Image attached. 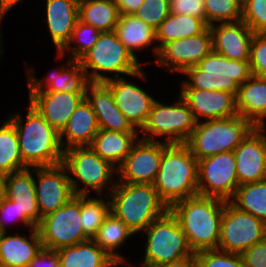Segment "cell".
<instances>
[{
  "label": "cell",
  "instance_id": "6da1fadb",
  "mask_svg": "<svg viewBox=\"0 0 266 267\" xmlns=\"http://www.w3.org/2000/svg\"><path fill=\"white\" fill-rule=\"evenodd\" d=\"M24 115L20 110L6 116L15 126L20 153L28 168L48 167L63 162L64 150L59 133L28 102ZM25 116V117H24Z\"/></svg>",
  "mask_w": 266,
  "mask_h": 267
},
{
  "label": "cell",
  "instance_id": "7a4b0ae2",
  "mask_svg": "<svg viewBox=\"0 0 266 267\" xmlns=\"http://www.w3.org/2000/svg\"><path fill=\"white\" fill-rule=\"evenodd\" d=\"M225 202L216 197L196 195L180 200L169 208L193 252L218 249Z\"/></svg>",
  "mask_w": 266,
  "mask_h": 267
},
{
  "label": "cell",
  "instance_id": "3957f363",
  "mask_svg": "<svg viewBox=\"0 0 266 267\" xmlns=\"http://www.w3.org/2000/svg\"><path fill=\"white\" fill-rule=\"evenodd\" d=\"M198 160L185 143L168 144L164 150L154 188L170 208L198 195Z\"/></svg>",
  "mask_w": 266,
  "mask_h": 267
},
{
  "label": "cell",
  "instance_id": "277c9868",
  "mask_svg": "<svg viewBox=\"0 0 266 267\" xmlns=\"http://www.w3.org/2000/svg\"><path fill=\"white\" fill-rule=\"evenodd\" d=\"M108 196L111 212L136 236L169 210L153 184L116 182Z\"/></svg>",
  "mask_w": 266,
  "mask_h": 267
},
{
  "label": "cell",
  "instance_id": "5b68a950",
  "mask_svg": "<svg viewBox=\"0 0 266 267\" xmlns=\"http://www.w3.org/2000/svg\"><path fill=\"white\" fill-rule=\"evenodd\" d=\"M62 164L67 169L75 195H109L117 182V168L90 146L64 150Z\"/></svg>",
  "mask_w": 266,
  "mask_h": 267
},
{
  "label": "cell",
  "instance_id": "8992f818",
  "mask_svg": "<svg viewBox=\"0 0 266 267\" xmlns=\"http://www.w3.org/2000/svg\"><path fill=\"white\" fill-rule=\"evenodd\" d=\"M179 88L226 91L235 96L239 86L252 76L249 61L230 60L211 52L181 75Z\"/></svg>",
  "mask_w": 266,
  "mask_h": 267
},
{
  "label": "cell",
  "instance_id": "52a82bcc",
  "mask_svg": "<svg viewBox=\"0 0 266 267\" xmlns=\"http://www.w3.org/2000/svg\"><path fill=\"white\" fill-rule=\"evenodd\" d=\"M90 82H106L135 73L145 66L119 40L115 31L103 32L79 60Z\"/></svg>",
  "mask_w": 266,
  "mask_h": 267
},
{
  "label": "cell",
  "instance_id": "ba28073f",
  "mask_svg": "<svg viewBox=\"0 0 266 267\" xmlns=\"http://www.w3.org/2000/svg\"><path fill=\"white\" fill-rule=\"evenodd\" d=\"M141 234L143 243L145 240L140 261L142 267L160 266L194 253L177 218L170 210L154 220Z\"/></svg>",
  "mask_w": 266,
  "mask_h": 267
},
{
  "label": "cell",
  "instance_id": "9c48e42d",
  "mask_svg": "<svg viewBox=\"0 0 266 267\" xmlns=\"http://www.w3.org/2000/svg\"><path fill=\"white\" fill-rule=\"evenodd\" d=\"M254 127L249 120L239 115L204 120L197 122L185 144L192 155L200 160L225 151H234Z\"/></svg>",
  "mask_w": 266,
  "mask_h": 267
},
{
  "label": "cell",
  "instance_id": "30bf717a",
  "mask_svg": "<svg viewBox=\"0 0 266 267\" xmlns=\"http://www.w3.org/2000/svg\"><path fill=\"white\" fill-rule=\"evenodd\" d=\"M173 102H154L146 124L140 131V138L162 141L169 144L186 143L196 128L197 121L188 104L178 94Z\"/></svg>",
  "mask_w": 266,
  "mask_h": 267
},
{
  "label": "cell",
  "instance_id": "8fae6325",
  "mask_svg": "<svg viewBox=\"0 0 266 267\" xmlns=\"http://www.w3.org/2000/svg\"><path fill=\"white\" fill-rule=\"evenodd\" d=\"M37 229L43 248L48 250L88 240L81 221V195L73 196L61 208L43 217Z\"/></svg>",
  "mask_w": 266,
  "mask_h": 267
},
{
  "label": "cell",
  "instance_id": "7c38bea8",
  "mask_svg": "<svg viewBox=\"0 0 266 267\" xmlns=\"http://www.w3.org/2000/svg\"><path fill=\"white\" fill-rule=\"evenodd\" d=\"M147 74L146 68L142 67L130 75L113 78L104 82L110 88L118 109L139 132L146 124L149 112L157 100L154 93L151 95L145 88L138 85L140 80L147 84L149 79ZM130 79L135 81L132 82Z\"/></svg>",
  "mask_w": 266,
  "mask_h": 267
},
{
  "label": "cell",
  "instance_id": "4fadbf2b",
  "mask_svg": "<svg viewBox=\"0 0 266 267\" xmlns=\"http://www.w3.org/2000/svg\"><path fill=\"white\" fill-rule=\"evenodd\" d=\"M266 239V223L226 201L221 219L218 249L241 254Z\"/></svg>",
  "mask_w": 266,
  "mask_h": 267
},
{
  "label": "cell",
  "instance_id": "5bb4252c",
  "mask_svg": "<svg viewBox=\"0 0 266 267\" xmlns=\"http://www.w3.org/2000/svg\"><path fill=\"white\" fill-rule=\"evenodd\" d=\"M198 195L230 201L239 186L233 151L198 160Z\"/></svg>",
  "mask_w": 266,
  "mask_h": 267
},
{
  "label": "cell",
  "instance_id": "9a60e30c",
  "mask_svg": "<svg viewBox=\"0 0 266 267\" xmlns=\"http://www.w3.org/2000/svg\"><path fill=\"white\" fill-rule=\"evenodd\" d=\"M55 59L63 61L56 69L52 68L46 76L38 77L34 65L23 63L24 75H26V85L28 91H52V92H79L86 93L88 85L91 83L86 71L77 60H72L60 52L55 51ZM33 66V67H32Z\"/></svg>",
  "mask_w": 266,
  "mask_h": 267
},
{
  "label": "cell",
  "instance_id": "2e32d148",
  "mask_svg": "<svg viewBox=\"0 0 266 267\" xmlns=\"http://www.w3.org/2000/svg\"><path fill=\"white\" fill-rule=\"evenodd\" d=\"M213 51L209 26L200 34L165 43L154 59L155 68L160 67L173 76L182 74L187 68L196 66Z\"/></svg>",
  "mask_w": 266,
  "mask_h": 267
},
{
  "label": "cell",
  "instance_id": "e0dca14e",
  "mask_svg": "<svg viewBox=\"0 0 266 267\" xmlns=\"http://www.w3.org/2000/svg\"><path fill=\"white\" fill-rule=\"evenodd\" d=\"M167 142L139 138L117 167V182L154 184Z\"/></svg>",
  "mask_w": 266,
  "mask_h": 267
},
{
  "label": "cell",
  "instance_id": "ac0fdd59",
  "mask_svg": "<svg viewBox=\"0 0 266 267\" xmlns=\"http://www.w3.org/2000/svg\"><path fill=\"white\" fill-rule=\"evenodd\" d=\"M34 185L41 218L55 212L75 196L67 169L62 163L34 167Z\"/></svg>",
  "mask_w": 266,
  "mask_h": 267
},
{
  "label": "cell",
  "instance_id": "d6986e66",
  "mask_svg": "<svg viewBox=\"0 0 266 267\" xmlns=\"http://www.w3.org/2000/svg\"><path fill=\"white\" fill-rule=\"evenodd\" d=\"M233 152L239 186L266 179V127H254Z\"/></svg>",
  "mask_w": 266,
  "mask_h": 267
},
{
  "label": "cell",
  "instance_id": "ffe728a7",
  "mask_svg": "<svg viewBox=\"0 0 266 267\" xmlns=\"http://www.w3.org/2000/svg\"><path fill=\"white\" fill-rule=\"evenodd\" d=\"M179 90V95L188 104L197 122L238 115L234 94L197 88H180Z\"/></svg>",
  "mask_w": 266,
  "mask_h": 267
},
{
  "label": "cell",
  "instance_id": "44dd1931",
  "mask_svg": "<svg viewBox=\"0 0 266 267\" xmlns=\"http://www.w3.org/2000/svg\"><path fill=\"white\" fill-rule=\"evenodd\" d=\"M28 102L60 133L86 93L27 91Z\"/></svg>",
  "mask_w": 266,
  "mask_h": 267
},
{
  "label": "cell",
  "instance_id": "7402d4cb",
  "mask_svg": "<svg viewBox=\"0 0 266 267\" xmlns=\"http://www.w3.org/2000/svg\"><path fill=\"white\" fill-rule=\"evenodd\" d=\"M213 52L230 60L249 61L254 32L242 20L209 26Z\"/></svg>",
  "mask_w": 266,
  "mask_h": 267
},
{
  "label": "cell",
  "instance_id": "603a6c76",
  "mask_svg": "<svg viewBox=\"0 0 266 267\" xmlns=\"http://www.w3.org/2000/svg\"><path fill=\"white\" fill-rule=\"evenodd\" d=\"M85 98L94 110L100 129L140 133L118 109L110 88L104 82H91L87 87Z\"/></svg>",
  "mask_w": 266,
  "mask_h": 267
},
{
  "label": "cell",
  "instance_id": "cb8c5ba5",
  "mask_svg": "<svg viewBox=\"0 0 266 267\" xmlns=\"http://www.w3.org/2000/svg\"><path fill=\"white\" fill-rule=\"evenodd\" d=\"M43 7L46 33L50 36L56 52H60L70 41L78 21L79 0H45Z\"/></svg>",
  "mask_w": 266,
  "mask_h": 267
},
{
  "label": "cell",
  "instance_id": "d4e9b609",
  "mask_svg": "<svg viewBox=\"0 0 266 267\" xmlns=\"http://www.w3.org/2000/svg\"><path fill=\"white\" fill-rule=\"evenodd\" d=\"M28 233V235L26 234ZM43 249L37 228L27 232L2 233L0 238V264L8 267H27Z\"/></svg>",
  "mask_w": 266,
  "mask_h": 267
},
{
  "label": "cell",
  "instance_id": "484cf974",
  "mask_svg": "<svg viewBox=\"0 0 266 267\" xmlns=\"http://www.w3.org/2000/svg\"><path fill=\"white\" fill-rule=\"evenodd\" d=\"M99 130L94 110L84 98L59 133L61 146L63 150L71 147L90 146Z\"/></svg>",
  "mask_w": 266,
  "mask_h": 267
},
{
  "label": "cell",
  "instance_id": "4316f807",
  "mask_svg": "<svg viewBox=\"0 0 266 267\" xmlns=\"http://www.w3.org/2000/svg\"><path fill=\"white\" fill-rule=\"evenodd\" d=\"M115 32L119 40L138 61H140L141 52L145 53L144 51H150L156 59L159 49L155 29L134 14L120 15Z\"/></svg>",
  "mask_w": 266,
  "mask_h": 267
},
{
  "label": "cell",
  "instance_id": "83f0119b",
  "mask_svg": "<svg viewBox=\"0 0 266 267\" xmlns=\"http://www.w3.org/2000/svg\"><path fill=\"white\" fill-rule=\"evenodd\" d=\"M236 107L238 115L255 127H266V78L252 75L240 85Z\"/></svg>",
  "mask_w": 266,
  "mask_h": 267
},
{
  "label": "cell",
  "instance_id": "f1b7e54d",
  "mask_svg": "<svg viewBox=\"0 0 266 267\" xmlns=\"http://www.w3.org/2000/svg\"><path fill=\"white\" fill-rule=\"evenodd\" d=\"M5 197L13 200L21 212L37 227L41 222L34 185V168L7 175Z\"/></svg>",
  "mask_w": 266,
  "mask_h": 267
},
{
  "label": "cell",
  "instance_id": "f546056e",
  "mask_svg": "<svg viewBox=\"0 0 266 267\" xmlns=\"http://www.w3.org/2000/svg\"><path fill=\"white\" fill-rule=\"evenodd\" d=\"M140 133H124L100 129L91 143V149L102 159L118 167L130 153Z\"/></svg>",
  "mask_w": 266,
  "mask_h": 267
},
{
  "label": "cell",
  "instance_id": "4dcf8cb0",
  "mask_svg": "<svg viewBox=\"0 0 266 267\" xmlns=\"http://www.w3.org/2000/svg\"><path fill=\"white\" fill-rule=\"evenodd\" d=\"M56 251L60 267H107L113 260L93 239Z\"/></svg>",
  "mask_w": 266,
  "mask_h": 267
},
{
  "label": "cell",
  "instance_id": "1f68e13d",
  "mask_svg": "<svg viewBox=\"0 0 266 267\" xmlns=\"http://www.w3.org/2000/svg\"><path fill=\"white\" fill-rule=\"evenodd\" d=\"M133 231L112 212L105 218L93 240L113 259H127L121 250L127 241L133 240Z\"/></svg>",
  "mask_w": 266,
  "mask_h": 267
},
{
  "label": "cell",
  "instance_id": "d6a6232c",
  "mask_svg": "<svg viewBox=\"0 0 266 267\" xmlns=\"http://www.w3.org/2000/svg\"><path fill=\"white\" fill-rule=\"evenodd\" d=\"M207 27L201 18L170 13L155 30L158 49L170 41L198 35Z\"/></svg>",
  "mask_w": 266,
  "mask_h": 267
},
{
  "label": "cell",
  "instance_id": "836d02e7",
  "mask_svg": "<svg viewBox=\"0 0 266 267\" xmlns=\"http://www.w3.org/2000/svg\"><path fill=\"white\" fill-rule=\"evenodd\" d=\"M78 17L103 33L115 31L120 13L114 0H79Z\"/></svg>",
  "mask_w": 266,
  "mask_h": 267
},
{
  "label": "cell",
  "instance_id": "e575fe53",
  "mask_svg": "<svg viewBox=\"0 0 266 267\" xmlns=\"http://www.w3.org/2000/svg\"><path fill=\"white\" fill-rule=\"evenodd\" d=\"M27 168L22 160L15 126L6 117L0 125V170L11 174Z\"/></svg>",
  "mask_w": 266,
  "mask_h": 267
},
{
  "label": "cell",
  "instance_id": "d590c367",
  "mask_svg": "<svg viewBox=\"0 0 266 267\" xmlns=\"http://www.w3.org/2000/svg\"><path fill=\"white\" fill-rule=\"evenodd\" d=\"M230 202L266 223V179L238 186Z\"/></svg>",
  "mask_w": 266,
  "mask_h": 267
},
{
  "label": "cell",
  "instance_id": "8d00e7d4",
  "mask_svg": "<svg viewBox=\"0 0 266 267\" xmlns=\"http://www.w3.org/2000/svg\"><path fill=\"white\" fill-rule=\"evenodd\" d=\"M111 212L108 195H81V221L85 235L93 239Z\"/></svg>",
  "mask_w": 266,
  "mask_h": 267
},
{
  "label": "cell",
  "instance_id": "74e56055",
  "mask_svg": "<svg viewBox=\"0 0 266 267\" xmlns=\"http://www.w3.org/2000/svg\"><path fill=\"white\" fill-rule=\"evenodd\" d=\"M101 32L78 19L72 31L70 41L60 51L72 60H79L97 42Z\"/></svg>",
  "mask_w": 266,
  "mask_h": 267
},
{
  "label": "cell",
  "instance_id": "f35d334b",
  "mask_svg": "<svg viewBox=\"0 0 266 267\" xmlns=\"http://www.w3.org/2000/svg\"><path fill=\"white\" fill-rule=\"evenodd\" d=\"M205 23H232L242 19L243 0H204Z\"/></svg>",
  "mask_w": 266,
  "mask_h": 267
},
{
  "label": "cell",
  "instance_id": "ab89813d",
  "mask_svg": "<svg viewBox=\"0 0 266 267\" xmlns=\"http://www.w3.org/2000/svg\"><path fill=\"white\" fill-rule=\"evenodd\" d=\"M197 267H245L238 253L219 249H206L195 252Z\"/></svg>",
  "mask_w": 266,
  "mask_h": 267
},
{
  "label": "cell",
  "instance_id": "60d3db41",
  "mask_svg": "<svg viewBox=\"0 0 266 267\" xmlns=\"http://www.w3.org/2000/svg\"><path fill=\"white\" fill-rule=\"evenodd\" d=\"M10 225L11 227L13 225H19V228L26 227V230L37 228L25 214L21 212V209L13 200H9L4 196L0 198V231L2 233H11L10 230L12 228H10Z\"/></svg>",
  "mask_w": 266,
  "mask_h": 267
},
{
  "label": "cell",
  "instance_id": "b9f144b4",
  "mask_svg": "<svg viewBox=\"0 0 266 267\" xmlns=\"http://www.w3.org/2000/svg\"><path fill=\"white\" fill-rule=\"evenodd\" d=\"M170 14L169 0H144L134 15L155 30Z\"/></svg>",
  "mask_w": 266,
  "mask_h": 267
},
{
  "label": "cell",
  "instance_id": "7bdbcfd3",
  "mask_svg": "<svg viewBox=\"0 0 266 267\" xmlns=\"http://www.w3.org/2000/svg\"><path fill=\"white\" fill-rule=\"evenodd\" d=\"M241 20L254 33H266V0H243Z\"/></svg>",
  "mask_w": 266,
  "mask_h": 267
},
{
  "label": "cell",
  "instance_id": "ee69618b",
  "mask_svg": "<svg viewBox=\"0 0 266 267\" xmlns=\"http://www.w3.org/2000/svg\"><path fill=\"white\" fill-rule=\"evenodd\" d=\"M249 63L252 75L266 78V33H254Z\"/></svg>",
  "mask_w": 266,
  "mask_h": 267
},
{
  "label": "cell",
  "instance_id": "f6af8a7d",
  "mask_svg": "<svg viewBox=\"0 0 266 267\" xmlns=\"http://www.w3.org/2000/svg\"><path fill=\"white\" fill-rule=\"evenodd\" d=\"M171 14H185L201 18L205 22L204 0H169Z\"/></svg>",
  "mask_w": 266,
  "mask_h": 267
},
{
  "label": "cell",
  "instance_id": "bcb514c9",
  "mask_svg": "<svg viewBox=\"0 0 266 267\" xmlns=\"http://www.w3.org/2000/svg\"><path fill=\"white\" fill-rule=\"evenodd\" d=\"M245 267H266V239L241 254Z\"/></svg>",
  "mask_w": 266,
  "mask_h": 267
},
{
  "label": "cell",
  "instance_id": "7dc6e473",
  "mask_svg": "<svg viewBox=\"0 0 266 267\" xmlns=\"http://www.w3.org/2000/svg\"><path fill=\"white\" fill-rule=\"evenodd\" d=\"M27 267H60L58 253L43 248Z\"/></svg>",
  "mask_w": 266,
  "mask_h": 267
},
{
  "label": "cell",
  "instance_id": "c3c4849f",
  "mask_svg": "<svg viewBox=\"0 0 266 267\" xmlns=\"http://www.w3.org/2000/svg\"><path fill=\"white\" fill-rule=\"evenodd\" d=\"M144 0H114L120 15H133Z\"/></svg>",
  "mask_w": 266,
  "mask_h": 267
},
{
  "label": "cell",
  "instance_id": "681fc988",
  "mask_svg": "<svg viewBox=\"0 0 266 267\" xmlns=\"http://www.w3.org/2000/svg\"><path fill=\"white\" fill-rule=\"evenodd\" d=\"M156 267H197L195 252L192 255L178 261L170 262Z\"/></svg>",
  "mask_w": 266,
  "mask_h": 267
},
{
  "label": "cell",
  "instance_id": "f907efd6",
  "mask_svg": "<svg viewBox=\"0 0 266 267\" xmlns=\"http://www.w3.org/2000/svg\"><path fill=\"white\" fill-rule=\"evenodd\" d=\"M20 4H23V0H0V17L4 20L8 12Z\"/></svg>",
  "mask_w": 266,
  "mask_h": 267
},
{
  "label": "cell",
  "instance_id": "816d5d0a",
  "mask_svg": "<svg viewBox=\"0 0 266 267\" xmlns=\"http://www.w3.org/2000/svg\"><path fill=\"white\" fill-rule=\"evenodd\" d=\"M127 259H113L108 265L107 267H142L139 263V265L133 263Z\"/></svg>",
  "mask_w": 266,
  "mask_h": 267
},
{
  "label": "cell",
  "instance_id": "f5cc1de1",
  "mask_svg": "<svg viewBox=\"0 0 266 267\" xmlns=\"http://www.w3.org/2000/svg\"><path fill=\"white\" fill-rule=\"evenodd\" d=\"M7 173L0 170V198L5 196Z\"/></svg>",
  "mask_w": 266,
  "mask_h": 267
},
{
  "label": "cell",
  "instance_id": "db71d44e",
  "mask_svg": "<svg viewBox=\"0 0 266 267\" xmlns=\"http://www.w3.org/2000/svg\"><path fill=\"white\" fill-rule=\"evenodd\" d=\"M3 22H5V21L0 17V47H5V45H4V39H3V35H4L3 29L1 30V28H2L1 24Z\"/></svg>",
  "mask_w": 266,
  "mask_h": 267
},
{
  "label": "cell",
  "instance_id": "11a10c76",
  "mask_svg": "<svg viewBox=\"0 0 266 267\" xmlns=\"http://www.w3.org/2000/svg\"><path fill=\"white\" fill-rule=\"evenodd\" d=\"M5 49H6L5 47H0V62L3 59V55H5L4 54Z\"/></svg>",
  "mask_w": 266,
  "mask_h": 267
},
{
  "label": "cell",
  "instance_id": "9f6ffc18",
  "mask_svg": "<svg viewBox=\"0 0 266 267\" xmlns=\"http://www.w3.org/2000/svg\"><path fill=\"white\" fill-rule=\"evenodd\" d=\"M0 267H8V266H6V265H3V264H0Z\"/></svg>",
  "mask_w": 266,
  "mask_h": 267
}]
</instances>
